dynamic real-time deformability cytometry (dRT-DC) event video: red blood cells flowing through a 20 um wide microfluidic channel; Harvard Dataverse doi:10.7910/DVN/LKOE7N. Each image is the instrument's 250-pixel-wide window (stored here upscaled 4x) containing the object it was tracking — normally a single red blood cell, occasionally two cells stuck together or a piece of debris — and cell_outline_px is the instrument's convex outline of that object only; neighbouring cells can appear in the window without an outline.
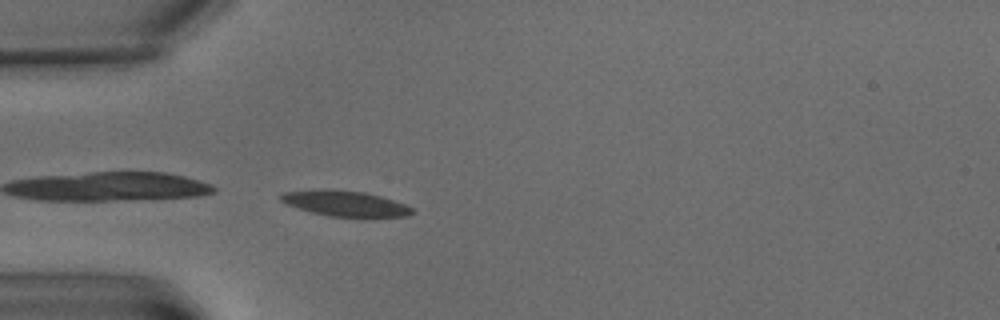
{"species": "common noctule bat (a hibernating species)", "species_latin": "Nyctalus noctula", "temperature_condition": "warm", "stored_images_in_passage": 5, "camera_frame_rate_fps": 3000, "um_per_image_px": 0.085, "animal": {"sex": "male", "body_mass_g": 15.6}, "frame": {"image": 1, "passage_image": 5, "time_ms": 5.667, "image_size_px": [1000, 320], "cell_outline_px": [[412, 212], [408, 216], [368, 220], [328, 216], [312, 212], [288, 204], [280, 200], [276, 196], [284, 192], [324, 188], [332, 188], [364, 192], [380, 196], [404, 204], [412, 208]], "centroid_in_image_um": [29.38, 17.33], "position_along_channel_um": 55.6, "area_um2": 20.46}}